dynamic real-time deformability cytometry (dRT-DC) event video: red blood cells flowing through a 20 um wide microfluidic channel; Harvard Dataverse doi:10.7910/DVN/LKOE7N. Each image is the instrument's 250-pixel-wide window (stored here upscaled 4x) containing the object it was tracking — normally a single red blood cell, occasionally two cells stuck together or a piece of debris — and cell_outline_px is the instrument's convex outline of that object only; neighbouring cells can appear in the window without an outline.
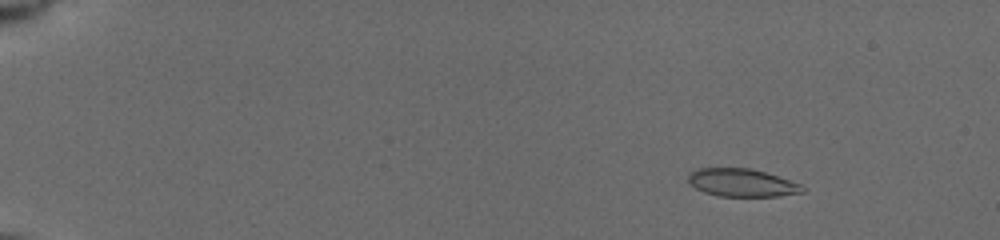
{"species": "common noctule bat (a hibernating species)", "species_latin": "Nyctalus noctula", "temperature_condition": "cold", "stored_images_in_passage": 24, "camera_frame_rate_fps": 3000, "um_per_image_px": 0.085, "animal": {"sex": "female", "body_mass_g": 19.5, "forearm_length_mm": 54.1}, "frame": {"image": 1, "passage_image": 5, "time_ms": 2.333, "image_size_px": [1000, 240], "cell_outline_px": [[804, 192], [780, 196], [720, 196], [704, 192], [696, 188], [688, 180], [688, 172], [696, 168], [752, 168], [800, 184], [804, 188]], "centroid_in_image_um": [63.03, 15.52], "position_along_channel_um": 22.0, "area_um2": 18.44}}
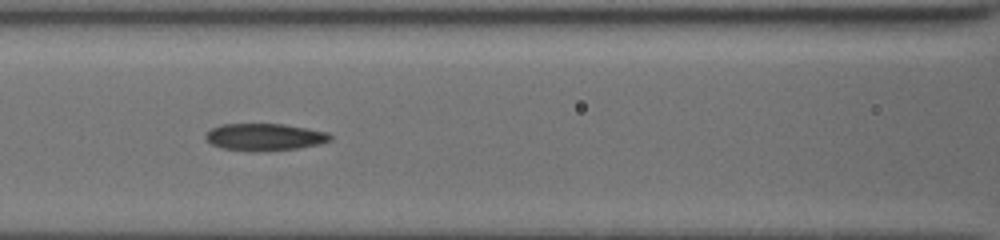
{"frame": {"image": 2, "passage_image": 11, "time_ms": 8.667, "image_size_px": [1000, 240], "cell_outline_px": [[332, 140], [320, 144], [296, 148], [256, 152], [252, 152], [220, 148], [212, 144], [204, 136], [212, 128], [220, 124], [284, 124], [308, 128], [328, 132], [332, 136]], "centroid_in_image_um": [22.51, 11.65], "position_along_channel_um": 144.1, "area_um2": 19.83}}
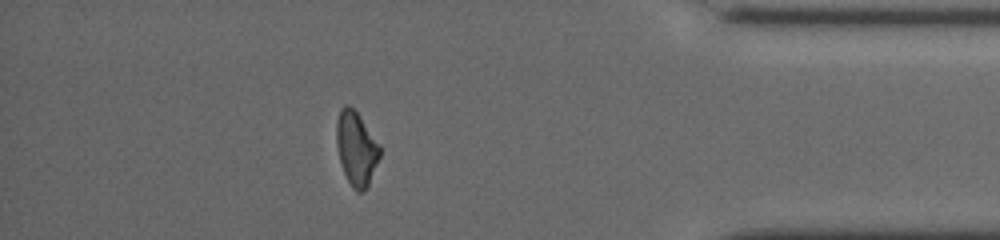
{"frame": {"image": 3, "passage_image": 19, "time_ms": 16.0, "image_size_px": [1000, 240], "cell_outline_px": [[380, 156], [368, 184], [360, 192], [356, 192], [352, 188], [344, 172], [340, 160], [336, 144], [336, 120], [340, 108], [344, 104], [348, 104], [356, 112], [380, 144]], "centroid_in_image_um": [30.26, 12.58], "position_along_channel_um": 404.9, "area_um2": 18.44}, "authors_computed_cell_mechanics": {"area_um2": 19.3919, "velocity_mm_per_s": 3.95, "shape_relaxation_time_tau1_ms": 2.9028, "shape_relaxation_time_tau2_ms": 3.1595, "deformation_change_tau1": 0.0953, "deformation_change_tau2": 0.0822}}